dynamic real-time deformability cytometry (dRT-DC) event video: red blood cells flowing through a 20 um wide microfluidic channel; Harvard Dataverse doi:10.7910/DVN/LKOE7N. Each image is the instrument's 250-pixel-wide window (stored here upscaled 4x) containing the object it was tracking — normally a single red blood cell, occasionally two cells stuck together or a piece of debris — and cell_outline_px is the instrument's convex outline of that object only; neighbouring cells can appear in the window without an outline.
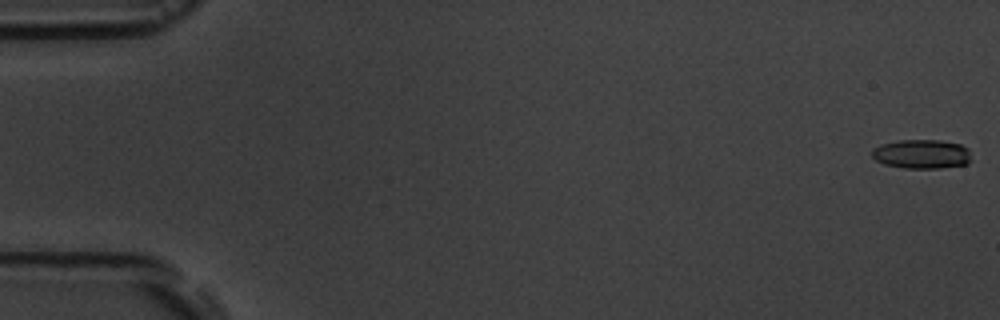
{"species": "common noctule bat (a hibernating species)", "species_latin": "Nyctalus noctula", "temperature_condition": "room temperature", "stored_images_in_passage": 4, "camera_frame_rate_fps": 3000, "um_per_image_px": 0.085, "animal": {"sex": "male", "body_mass_g": 19.5, "forearm_length_mm": 54.6}, "frame": {"image": 1, "passage_image": 1, "time_ms": 0.0, "image_size_px": [1000, 320], "cell_outline_px": [[972, 160], [968, 164], [940, 168], [904, 168], [884, 164], [876, 160], [872, 156], [872, 148], [880, 144], [900, 140], [940, 140], [960, 144], [968, 148]], "centroid_in_image_um": [78.36, 13.09], "position_along_channel_um": 6.6, "area_um2": 17.05}}
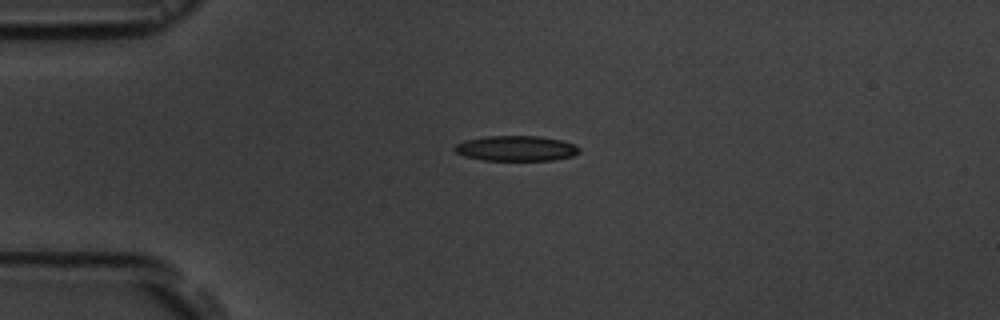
{"frame": {"image": 2, "passage_image": 4, "time_ms": 4.333, "image_size_px": [1000, 320], "cell_outline_px": [[580, 152], [572, 156], [552, 160], [484, 160], [464, 156], [456, 152], [452, 148], [456, 144], [464, 140], [484, 136], [540, 136], [564, 140], [576, 144], [580, 148]], "centroid_in_image_um": [43.89, 12.6], "position_along_channel_um": 41.1, "area_um2": 18.55}}